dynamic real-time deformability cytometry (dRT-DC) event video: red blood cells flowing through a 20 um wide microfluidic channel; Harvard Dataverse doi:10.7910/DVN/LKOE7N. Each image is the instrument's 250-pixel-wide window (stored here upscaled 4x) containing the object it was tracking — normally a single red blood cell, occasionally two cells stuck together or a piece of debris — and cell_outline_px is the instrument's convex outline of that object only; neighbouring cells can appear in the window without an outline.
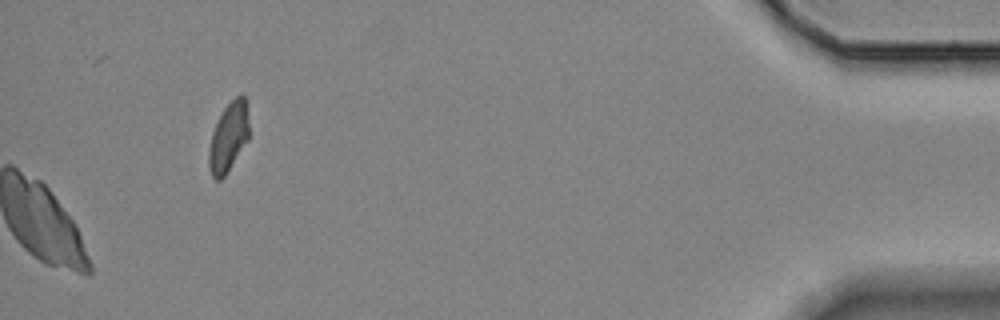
{"species": "Egyptian fruit bat (a non-hibernating species)", "species_latin": "Rousettus aegyptiacus", "temperature_condition": "room temperature", "stored_images_in_passage": 47, "segment_of_instrument_passage": [2, 2], "camera_frame_rate_fps": 3000, "um_per_image_px": 0.085, "animal": {"sex": "female"}, "frame": {"image": 1, "passage_image": 47, "time_ms": 15.333, "image_size_px": [1000, 320], "cell_outline_px": [[248, 140], [224, 176], [220, 180], [216, 180], [212, 176], [208, 168], [208, 152], [212, 132], [224, 108], [240, 92], [244, 96], [248, 120]], "centroid_in_image_um": [19.4, 11.67], "position_along_channel_um": 415.8, "area_um2": 15.95}}